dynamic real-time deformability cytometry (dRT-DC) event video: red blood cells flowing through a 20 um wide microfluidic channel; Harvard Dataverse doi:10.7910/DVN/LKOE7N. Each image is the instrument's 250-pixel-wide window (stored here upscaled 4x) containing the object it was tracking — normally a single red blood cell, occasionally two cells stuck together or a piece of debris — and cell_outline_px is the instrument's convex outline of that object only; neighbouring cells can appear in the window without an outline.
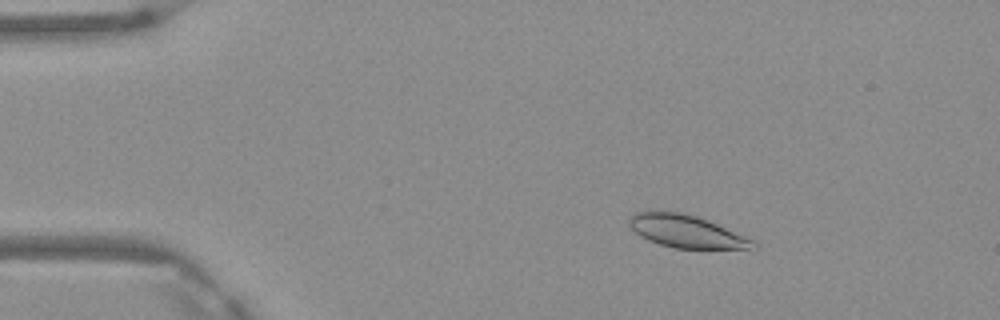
{"species": "Egyptian fruit bat (a non-hibernating species)", "species_latin": "Rousettus aegyptiacus", "temperature_condition": "warm", "stored_images_in_passage": 6, "camera_frame_rate_fps": 3000, "um_per_image_px": 0.085, "frame": {"image": 1, "passage_image": 3, "time_ms": 0.667, "image_size_px": [1000, 320], "cell_outline_px": [[756, 248], [672, 248], [648, 240], [640, 236], [628, 224], [628, 220], [636, 212], [684, 212], [708, 220], [756, 240]], "centroid_in_image_um": [58.37, 19.67], "position_along_channel_um": 26.6, "area_um2": 23.29}}
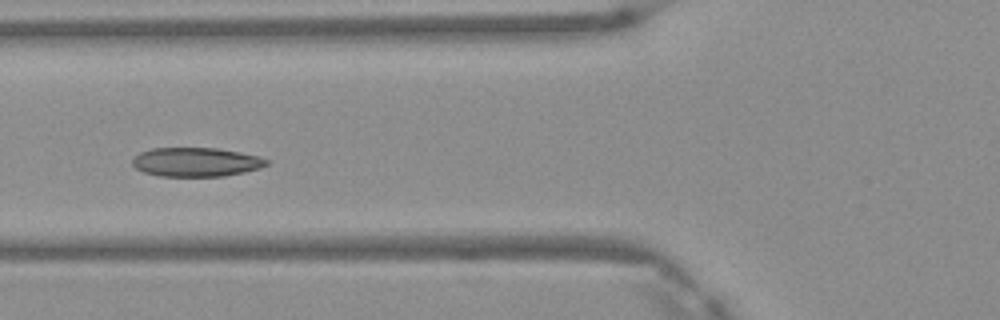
{"frame": {"image": 2, "passage_image": 6, "time_ms": 1.667, "image_size_px": [1000, 320], "cell_outline_px": [[268, 164], [260, 168], [244, 172], [224, 176], [160, 176], [144, 172], [136, 168], [132, 164], [132, 160], [140, 152], [152, 148], [216, 148], [240, 152], [260, 156], [268, 160]], "centroid_in_image_um": [16.68, 13.77], "position_along_channel_um": 109.1, "area_um2": 22.66}}